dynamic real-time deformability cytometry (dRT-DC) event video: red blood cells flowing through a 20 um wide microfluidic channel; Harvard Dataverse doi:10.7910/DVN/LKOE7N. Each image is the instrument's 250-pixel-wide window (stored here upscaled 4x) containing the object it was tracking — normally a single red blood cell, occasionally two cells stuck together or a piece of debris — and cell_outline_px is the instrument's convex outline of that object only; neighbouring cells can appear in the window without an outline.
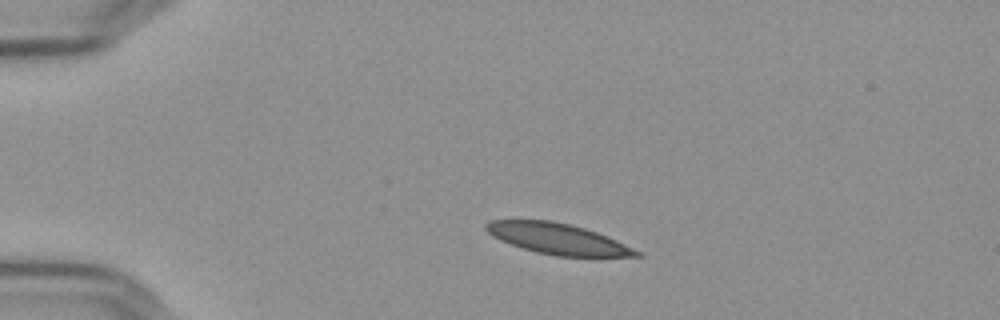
{"species": "Egyptian fruit bat (a non-hibernating species)", "species_latin": "Rousettus aegyptiacus", "temperature_condition": "cold", "stored_images_in_passage": 45, "camera_frame_rate_fps": 3000, "um_per_image_px": 0.085, "frame": {"image": 1, "passage_image": 1, "time_ms": 0.0, "image_size_px": [1000, 320], "cell_outline_px": [[644, 256], [556, 256], [536, 252], [500, 240], [492, 236], [484, 228], [484, 224], [488, 220], [552, 220], [584, 228], [596, 232], [616, 240], [640, 252]], "centroid_in_image_um": [47.35, 20.28], "position_along_channel_um": 37.6, "area_um2": 26.65}}
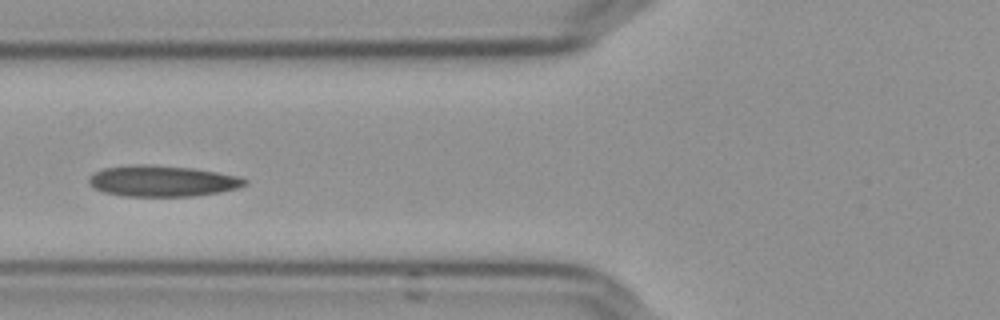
{"frame": {"image": 2, "passage_image": 11, "time_ms": 3.333, "image_size_px": [1000, 320], "cell_outline_px": [[248, 184], [236, 188], [220, 192], [192, 196], [124, 196], [104, 192], [88, 184], [88, 176], [104, 168], [132, 164], [148, 164], [192, 168], [216, 172], [236, 176], [248, 180]], "centroid_in_image_um": [13.77, 15.38], "position_along_channel_um": 112.0, "area_um2": 28.15}}
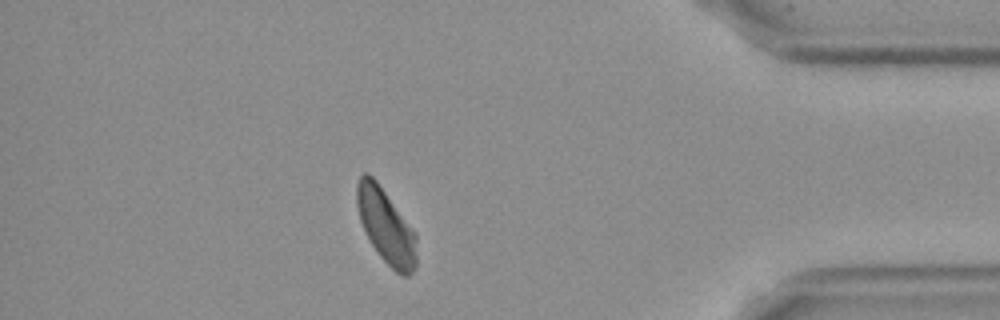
{"frame": {"image": 3, "passage_image": 38, "time_ms": 12.333, "image_size_px": [1000, 320], "cell_outline_px": [[416, 268], [408, 276], [400, 276], [380, 256], [372, 244], [360, 220], [356, 204], [356, 184], [360, 176], [364, 172], [368, 172], [376, 180], [416, 232]], "centroid_in_image_um": [32.81, 19.21], "position_along_channel_um": 402.4, "area_um2": 25.89}, "authors_computed_cell_mechanics": {"area_um2": 27.3972, "velocity_mm_per_s": 3.6004, "shape_relaxation_time_tau1_ms": 4.3714, "shape_relaxation_time_tau2_ms": 2.8784, "deformation_change_tau1": 0.1284, "deformation_change_tau2": 0.0935}}